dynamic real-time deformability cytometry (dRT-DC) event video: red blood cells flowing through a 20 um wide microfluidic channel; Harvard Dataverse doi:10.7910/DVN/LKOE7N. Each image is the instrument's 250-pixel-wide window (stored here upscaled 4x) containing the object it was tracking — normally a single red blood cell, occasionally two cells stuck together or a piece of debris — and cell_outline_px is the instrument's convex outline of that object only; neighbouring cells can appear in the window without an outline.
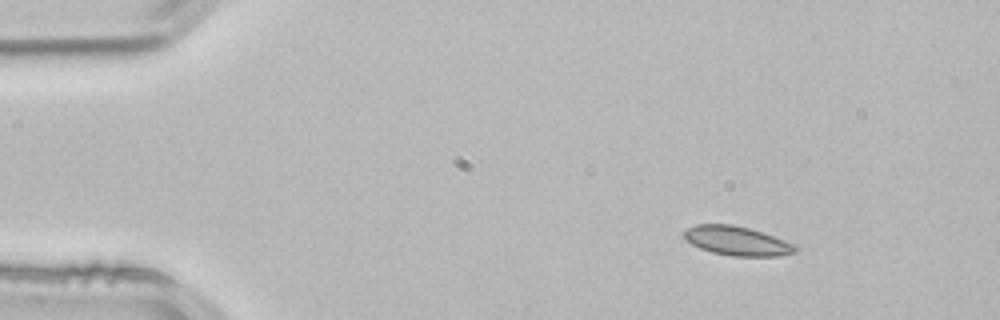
{"species": "common noctule bat (a hibernating species)", "species_latin": "Nyctalus noctula", "temperature_condition": "room temperature", "stored_images_in_passage": 3, "camera_frame_rate_fps": 3000, "um_per_image_px": 0.085, "animal": {"sex": "male", "body_mass_g": 21.5, "forearm_length_mm": 52.0}, "frame": {"image": 1, "passage_image": 1, "time_ms": 0.0, "image_size_px": [1000, 320], "cell_outline_px": [[800, 248], [796, 252], [780, 256], [732, 256], [712, 252], [700, 248], [684, 240], [684, 232], [688, 228], [696, 224], [732, 224], [748, 228], [772, 236], [792, 244]], "centroid_in_image_um": [62.62, 20.48], "position_along_channel_um": 22.4, "area_um2": 18.73}}
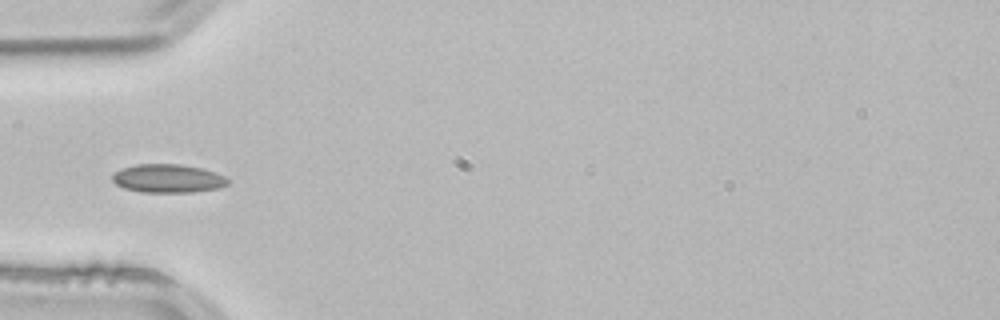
{"frame": {"image": 2, "passage_image": 3, "time_ms": 0.667, "image_size_px": [1000, 320], "cell_outline_px": [[228, 184], [220, 188], [192, 192], [140, 192], [124, 188], [116, 184], [112, 180], [112, 176], [116, 172], [124, 168], [136, 164], [180, 164], [200, 168], [216, 172], [224, 176], [228, 180]], "centroid_in_image_um": [14.29, 15.17], "position_along_channel_um": 70.7, "area_um2": 19.07}}